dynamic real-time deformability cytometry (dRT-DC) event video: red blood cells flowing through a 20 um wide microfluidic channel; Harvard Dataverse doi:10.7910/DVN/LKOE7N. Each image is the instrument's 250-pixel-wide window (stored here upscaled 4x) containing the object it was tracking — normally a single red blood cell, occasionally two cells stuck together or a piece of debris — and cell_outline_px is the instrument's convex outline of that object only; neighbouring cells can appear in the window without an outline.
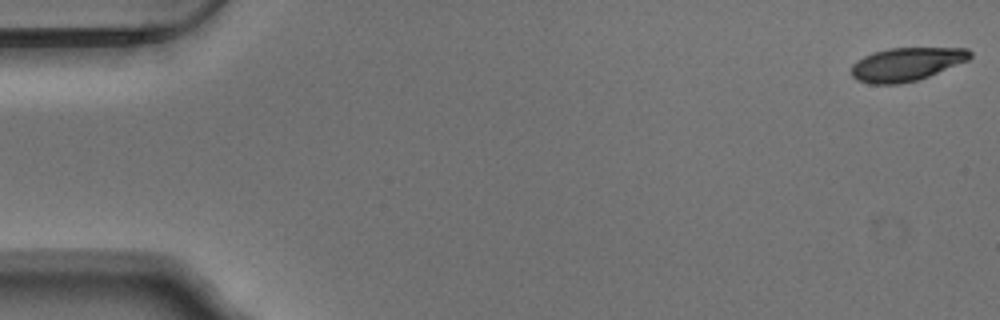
{"species": "Egyptian fruit bat (a non-hibernating species)", "species_latin": "Rousettus aegyptiacus", "temperature_condition": "warm", "stored_images_in_passage": 54, "camera_frame_rate_fps": 3000, "um_per_image_px": 0.085, "animal": {"sex": "male"}, "frame": {"image": 1, "passage_image": 1, "time_ms": 0.0, "image_size_px": [1000, 320], "cell_outline_px": [[972, 56], [968, 60], [928, 76], [916, 80], [900, 84], [868, 84], [856, 80], [852, 76], [852, 64], [856, 60], [872, 52], [888, 48], [968, 48], [972, 52]], "centroid_in_image_um": [77.01, 5.46], "position_along_channel_um": 8.0, "area_um2": 23.12}}
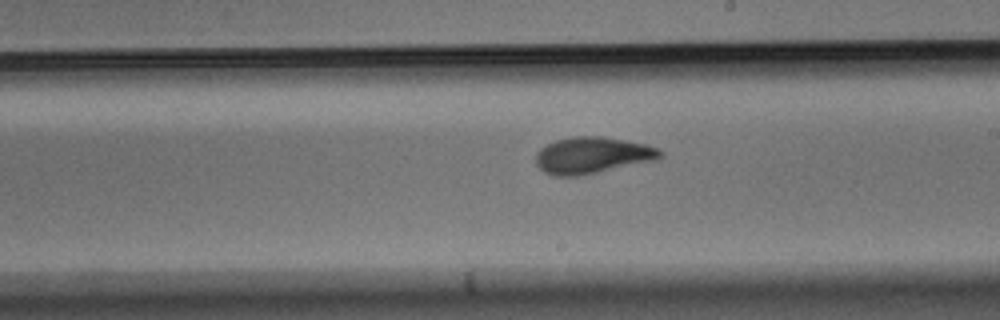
{"frame": {"image": 2, "passage_image": 31, "time_ms": 10.0, "image_size_px": [1000, 320], "cell_outline_px": [[664, 156], [652, 160], [596, 172], [576, 176], [552, 176], [544, 172], [536, 164], [536, 152], [540, 148], [556, 140], [572, 136], [600, 136], [648, 144], [660, 148], [664, 152]], "centroid_in_image_um": [50.33, 13.18], "position_along_channel_um": 238.7, "area_um2": 26.3}}
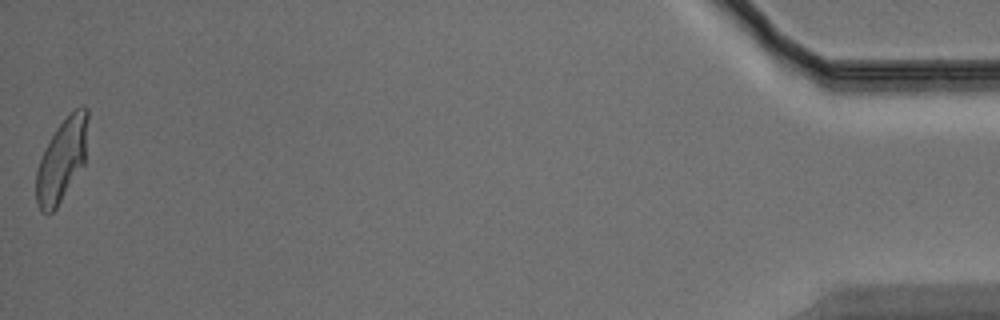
{"frame": {"image": 3, "passage_image": 54, "time_ms": 17.667, "image_size_px": [1000, 320], "cell_outline_px": [[88, 116], [84, 164], [56, 208], [52, 212], [40, 212], [36, 200], [36, 172], [40, 160], [56, 128], [80, 104], [84, 104], [88, 108]], "centroid_in_image_um": [5.27, 13.59], "position_along_channel_um": 429.9, "area_um2": 24.45}, "authors_computed_cell_mechanics": {"area_um2": 25.0852, "velocity_mm_per_s": 3.7278, "shape_relaxation_time_tau1_ms": 5.318, "shape_relaxation_time_tau2_ms": 1.3081, "deformation_change_tau1": 0.199, "deformation_change_tau2": 0.0717}}